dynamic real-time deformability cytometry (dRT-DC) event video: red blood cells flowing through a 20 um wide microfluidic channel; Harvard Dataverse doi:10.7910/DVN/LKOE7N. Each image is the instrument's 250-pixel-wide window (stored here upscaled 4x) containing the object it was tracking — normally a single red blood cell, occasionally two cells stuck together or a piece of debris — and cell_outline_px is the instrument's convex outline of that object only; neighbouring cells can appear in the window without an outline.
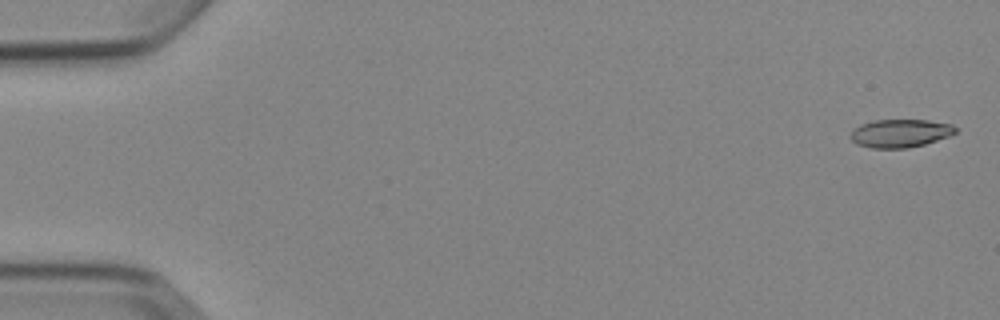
{"species": "Egyptian fruit bat (a non-hibernating species)", "species_latin": "Rousettus aegyptiacus", "temperature_condition": "cold", "stored_images_in_passage": 5, "camera_frame_rate_fps": 3000, "um_per_image_px": 0.085, "animal": {"sex": "female"}, "frame": {"image": 1, "passage_image": 1, "time_ms": 0.0, "image_size_px": [1000, 320], "cell_outline_px": [[956, 132], [948, 136], [924, 144], [908, 148], [872, 148], [856, 144], [848, 136], [860, 124], [872, 120], [928, 120], [952, 124], [956, 128]], "centroid_in_image_um": [76.49, 11.32], "position_along_channel_um": 8.5, "area_um2": 17.17}}
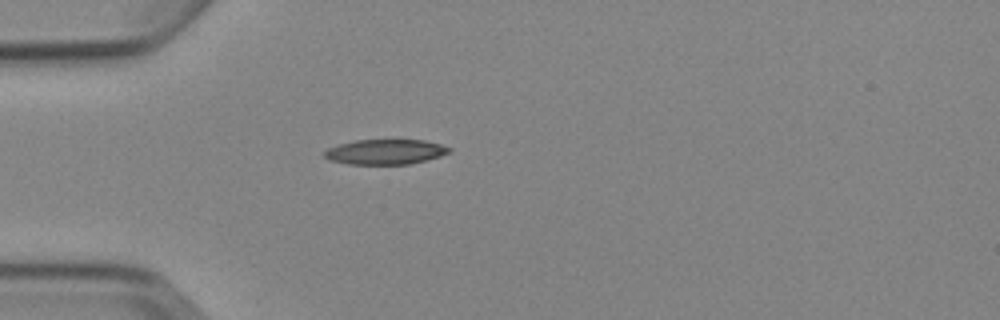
{"frame": {"image": 2, "passage_image": 5, "time_ms": 4.667, "image_size_px": [1000, 320], "cell_outline_px": [[452, 152], [440, 156], [408, 164], [348, 164], [328, 160], [324, 156], [324, 152], [328, 148], [340, 144], [356, 140], [424, 140], [440, 144], [452, 148]], "centroid_in_image_um": [32.76, 12.91], "position_along_channel_um": 52.2, "area_um2": 18.15}}